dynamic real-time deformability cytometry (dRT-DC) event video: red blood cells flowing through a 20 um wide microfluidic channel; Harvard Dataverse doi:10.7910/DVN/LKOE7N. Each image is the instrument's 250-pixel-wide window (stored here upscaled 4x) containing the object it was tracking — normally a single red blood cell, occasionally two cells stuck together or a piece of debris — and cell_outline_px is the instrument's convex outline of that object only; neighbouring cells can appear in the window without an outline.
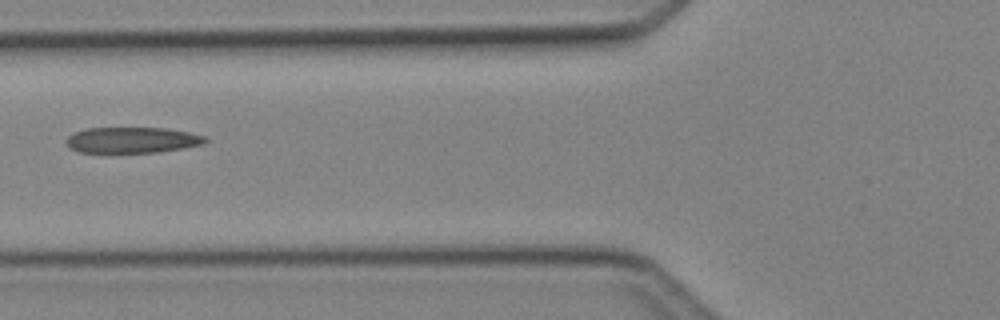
{"species": "Egyptian fruit bat (a non-hibernating species)", "species_latin": "Rousettus aegyptiacus", "temperature_condition": "cold", "stored_images_in_passage": 2, "camera_frame_rate_fps": 3000, "um_per_image_px": 0.085, "animal": {"sex": "female"}, "frame": {"image": 1, "passage_image": 2, "time_ms": 1.333, "image_size_px": [1000, 320], "cell_outline_px": [[208, 140], [204, 144], [184, 148], [160, 152], [80, 152], [68, 148], [64, 140], [68, 136], [76, 132], [88, 128], [164, 128], [188, 132], [204, 136]], "centroid_in_image_um": [11.22, 11.91], "position_along_channel_um": 114.6, "area_um2": 20.92}}